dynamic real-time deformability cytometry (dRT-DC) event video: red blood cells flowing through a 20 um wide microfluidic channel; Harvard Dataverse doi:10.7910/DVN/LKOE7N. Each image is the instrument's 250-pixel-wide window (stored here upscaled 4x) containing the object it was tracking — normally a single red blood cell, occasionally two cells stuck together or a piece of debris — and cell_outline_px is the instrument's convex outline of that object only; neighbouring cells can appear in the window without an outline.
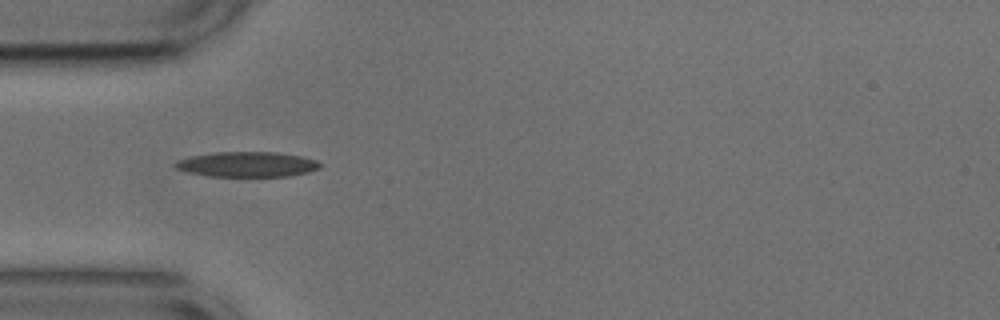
{"species": "common noctule bat (a hibernating species)", "species_latin": "Nyctalus noctula", "temperature_condition": "cold", "stored_images_in_passage": 33, "camera_frame_rate_fps": 3000, "um_per_image_px": 0.085, "animal": {"sex": "male", "body_mass_g": 17.9, "forearm_length_mm": 54.2}, "frame": {"image": 1, "passage_image": 1, "time_ms": 0.0, "image_size_px": [1000, 320], "cell_outline_px": [[324, 164], [320, 168], [308, 172], [292, 176], [208, 176], [188, 172], [176, 168], [172, 164], [176, 160], [192, 156], [216, 152], [276, 152], [300, 156], [316, 160]], "centroid_in_image_um": [21.03, 13.97], "position_along_channel_um": 64.0, "area_um2": 21.27}, "authors_computed_cell_mechanics": {"area_um2": 20.1144, "velocity_mm_per_s": 3.7768, "shape_relaxation_time_tau1_ms": 6.4468, "shape_relaxation_time_tau2_ms": 4.2271, "deformation_change_tau1": 0.1544, "deformation_change_tau2": 0.1534}}